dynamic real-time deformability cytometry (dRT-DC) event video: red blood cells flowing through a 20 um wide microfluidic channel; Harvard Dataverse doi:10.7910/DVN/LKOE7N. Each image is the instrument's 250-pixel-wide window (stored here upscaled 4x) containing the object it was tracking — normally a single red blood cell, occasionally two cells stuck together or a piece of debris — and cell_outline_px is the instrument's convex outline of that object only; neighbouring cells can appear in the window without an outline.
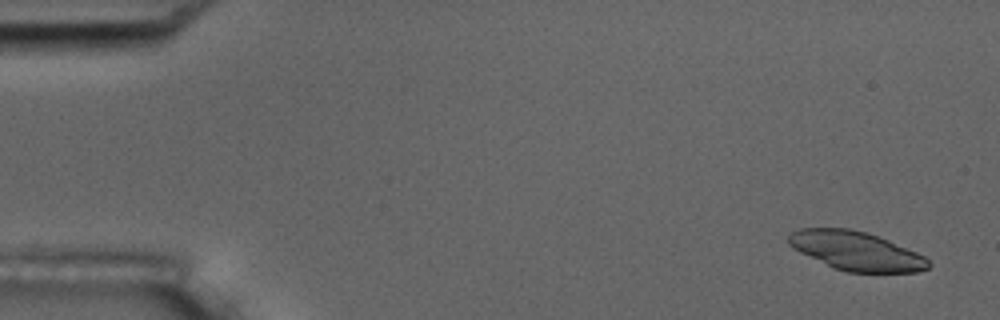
{"species": "common noctule bat (a hibernating species)", "species_latin": "Nyctalus noctula", "temperature_condition": "room temperature", "stored_images_in_passage": 5, "camera_frame_rate_fps": 3000, "um_per_image_px": 0.085, "animal": {"sex": "male", "body_mass_g": 17.5, "forearm_length_mm": 52.3}, "frame": {"image": 1, "passage_image": 1, "time_ms": 0.0, "image_size_px": [1000, 320], "cell_outline_px": [[932, 264], [928, 268], [916, 272], [848, 272], [836, 268], [800, 252], [792, 248], [788, 244], [788, 236], [792, 232], [800, 228], [848, 228], [880, 236], [916, 252], [924, 256]], "centroid_in_image_um": [72.78, 21.32], "position_along_channel_um": 12.2, "area_um2": 31.39}}